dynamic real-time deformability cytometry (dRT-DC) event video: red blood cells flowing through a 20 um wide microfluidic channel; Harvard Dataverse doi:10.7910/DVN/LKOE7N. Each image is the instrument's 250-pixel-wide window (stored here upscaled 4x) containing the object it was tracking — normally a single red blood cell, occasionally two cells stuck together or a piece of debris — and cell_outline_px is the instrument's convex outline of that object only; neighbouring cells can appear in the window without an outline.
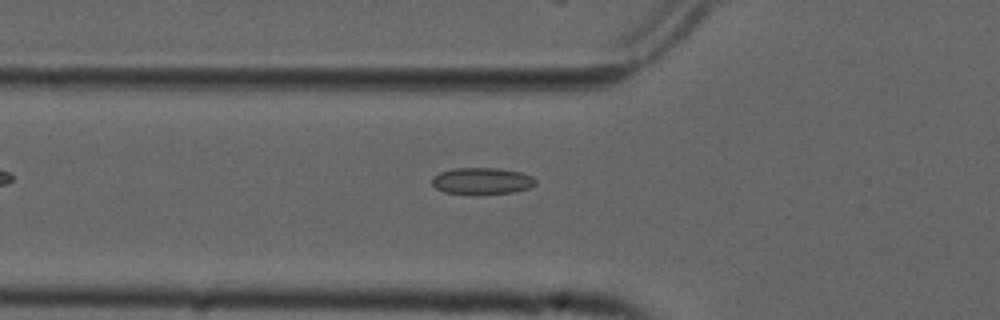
{"species": "common noctule bat (a hibernating species)", "species_latin": "Nyctalus noctula", "temperature_condition": "cold", "stored_images_in_passage": 37, "camera_frame_rate_fps": 3000, "um_per_image_px": 0.085, "animal": {"sex": "male", "forearm_length_mm": 52.5}, "frame": {"image": 1, "passage_image": 2, "time_ms": 0.333, "image_size_px": [1000, 320], "cell_outline_px": [[536, 184], [528, 188], [512, 192], [472, 196], [444, 192], [436, 188], [432, 184], [432, 180], [440, 172], [452, 168], [496, 168], [520, 172], [532, 176], [536, 180]], "centroid_in_image_um": [40.95, 15.41], "position_along_channel_um": 84.9, "area_um2": 16.36}}
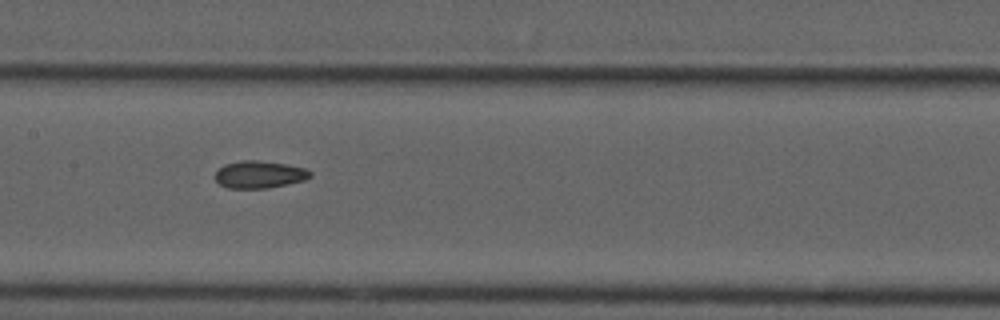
{"frame": {"image": 2, "passage_image": 10, "time_ms": 3.0, "image_size_px": [1000, 320], "cell_outline_px": [[312, 176], [304, 180], [268, 188], [228, 188], [220, 184], [216, 180], [216, 172], [224, 164], [240, 160], [256, 160], [284, 164], [304, 168], [312, 172]], "centroid_in_image_um": [22.04, 14.83], "position_along_channel_um": 185.4, "area_um2": 14.97}}
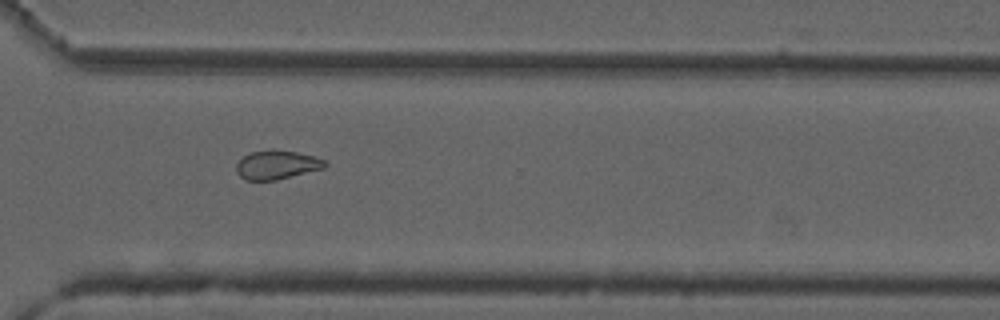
{"frame": {"image": 3, "passage_image": 23, "time_ms": 7.333, "image_size_px": [1000, 320], "cell_outline_px": [[328, 164], [324, 168], [276, 180], [244, 180], [236, 172], [236, 164], [244, 156], [252, 152], [272, 148], [296, 152], [328, 160]], "centroid_in_image_um": [23.54, 14.0], "position_along_channel_um": 347.1, "area_um2": 15.03}, "authors_computed_cell_mechanics": {"area_um2": 15.3748, "velocity_mm_per_s": 3.7382, "shape_relaxation_time_tau1_ms": null, "shape_relaxation_time_tau2_ms": 2.2471, "deformation_change_tau1": null, "deformation_change_tau2": 0.0646}}